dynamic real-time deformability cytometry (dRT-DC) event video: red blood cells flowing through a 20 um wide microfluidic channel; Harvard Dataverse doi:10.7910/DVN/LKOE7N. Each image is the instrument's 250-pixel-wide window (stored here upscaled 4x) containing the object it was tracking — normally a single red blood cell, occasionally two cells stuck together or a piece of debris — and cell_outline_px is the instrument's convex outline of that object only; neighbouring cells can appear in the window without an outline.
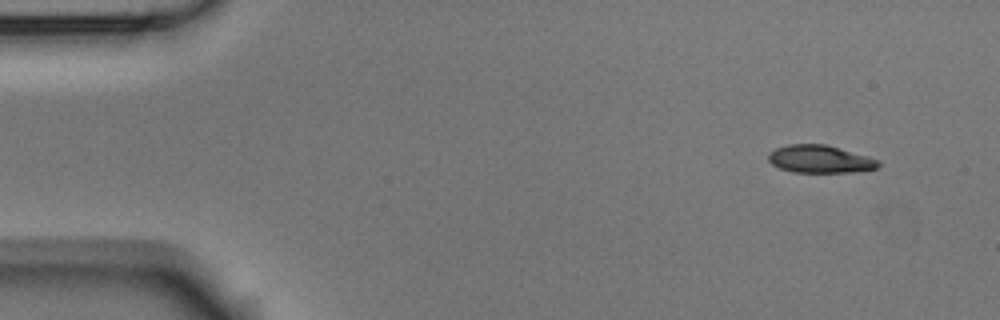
{"species": "Egyptian fruit bat (a non-hibernating species)", "species_latin": "Rousettus aegyptiacus", "temperature_condition": "room temperature", "stored_images_in_passage": 4, "camera_frame_rate_fps": 3000, "um_per_image_px": 0.085, "animal": {"sex": "male"}, "frame": {"image": 1, "passage_image": 1, "time_ms": 0.0, "image_size_px": [1000, 320], "cell_outline_px": [[880, 164], [876, 168], [852, 172], [792, 172], [780, 168], [772, 164], [768, 160], [768, 152], [776, 148], [788, 144], [824, 144], [840, 148], [868, 156], [880, 160]], "centroid_in_image_um": [69.68, 13.52], "position_along_channel_um": 15.3, "area_um2": 17.74}}
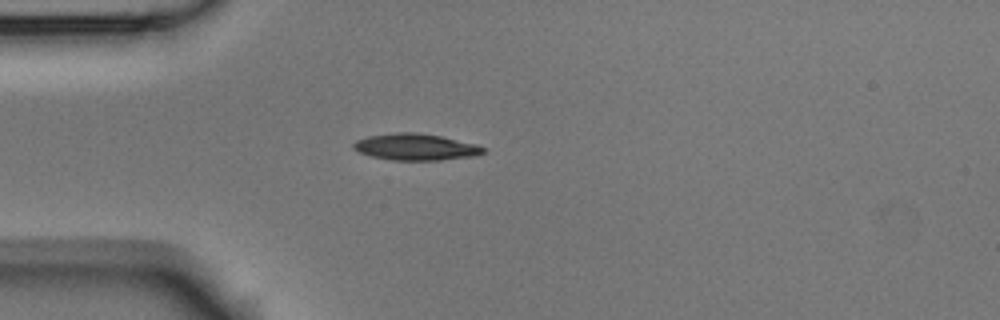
{"frame": {"image": 2, "passage_image": 4, "time_ms": 1.0, "image_size_px": [1000, 320], "cell_outline_px": [[488, 152], [472, 156], [440, 160], [392, 160], [372, 156], [360, 152], [352, 148], [352, 144], [356, 140], [368, 136], [396, 132], [416, 132], [440, 136], [476, 144], [484, 148]], "centroid_in_image_um": [35.32, 12.49], "position_along_channel_um": 49.7, "area_um2": 20.0}}